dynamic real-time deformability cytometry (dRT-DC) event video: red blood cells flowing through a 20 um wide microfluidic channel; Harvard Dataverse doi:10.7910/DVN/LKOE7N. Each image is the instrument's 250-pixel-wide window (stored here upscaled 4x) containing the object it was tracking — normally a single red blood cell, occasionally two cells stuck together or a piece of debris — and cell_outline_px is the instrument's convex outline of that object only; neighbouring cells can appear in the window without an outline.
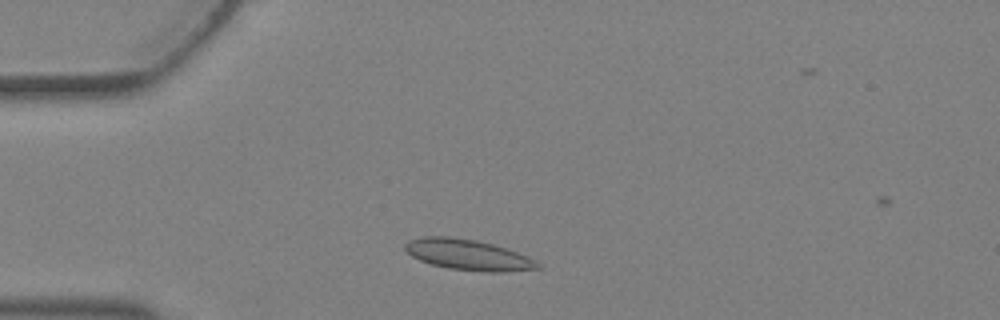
{"species": "Egyptian fruit bat (a non-hibernating species)", "species_latin": "Rousettus aegyptiacus", "temperature_condition": "warm", "stored_images_in_passage": 2, "camera_frame_rate_fps": 3000, "um_per_image_px": 0.085, "animal": {"sex": "female"}, "frame": {"image": 1, "passage_image": 1, "time_ms": 0.0, "image_size_px": [1000, 320], "cell_outline_px": [[544, 268], [500, 272], [484, 272], [448, 268], [432, 264], [420, 260], [412, 256], [404, 248], [404, 244], [408, 240], [424, 236], [448, 236], [476, 240], [492, 244], [528, 256], [540, 264]], "centroid_in_image_um": [39.78, 21.65], "position_along_channel_um": 45.2, "area_um2": 23.64}}